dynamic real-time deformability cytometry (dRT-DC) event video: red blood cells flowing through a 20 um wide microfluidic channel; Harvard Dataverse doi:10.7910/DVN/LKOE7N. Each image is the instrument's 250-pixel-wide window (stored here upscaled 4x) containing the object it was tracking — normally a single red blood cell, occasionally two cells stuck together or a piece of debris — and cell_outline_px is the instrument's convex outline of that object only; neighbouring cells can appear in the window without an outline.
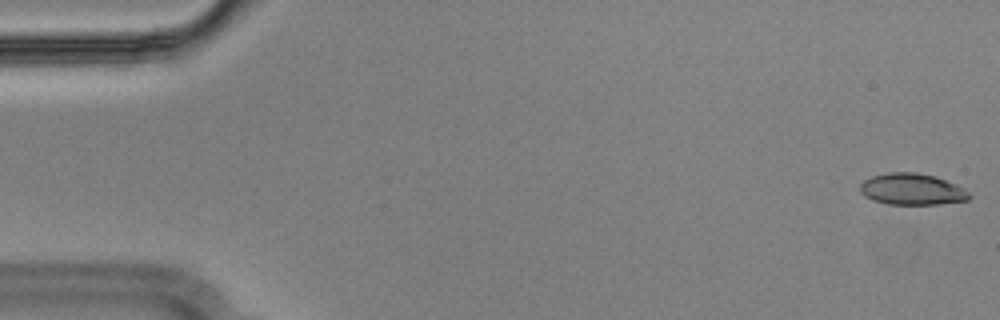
{"species": "Egyptian fruit bat (a non-hibernating species)", "species_latin": "Rousettus aegyptiacus", "temperature_condition": "cold", "stored_images_in_passage": 55, "camera_frame_rate_fps": 3000, "um_per_image_px": 0.085, "animal": {"sex": "male"}, "frame": {"image": 1, "passage_image": 1, "time_ms": 0.0, "image_size_px": [1000, 320], "cell_outline_px": [[972, 196], [968, 200], [936, 204], [888, 204], [872, 200], [864, 196], [860, 192], [860, 184], [864, 180], [872, 176], [888, 172], [916, 172], [936, 176], [956, 184], [964, 188]], "centroid_in_image_um": [77.51, 16.08], "position_along_channel_um": 7.5, "area_um2": 20.11}}
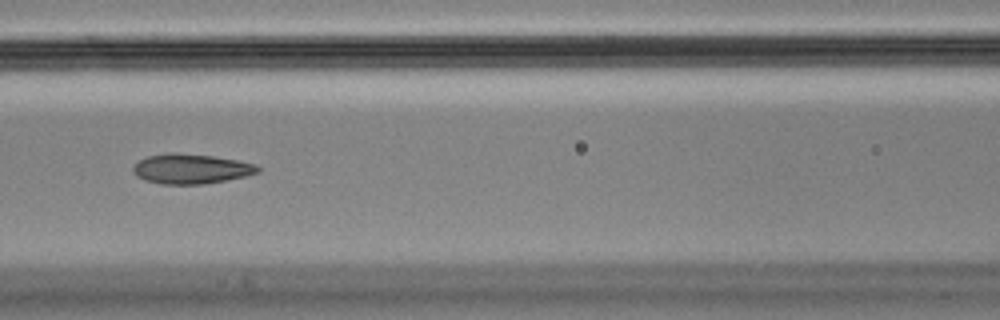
{"frame": {"image": 2, "passage_image": 24, "time_ms": 7.667, "image_size_px": [1000, 320], "cell_outline_px": [[260, 172], [244, 176], [204, 184], [160, 184], [144, 180], [136, 176], [132, 172], [132, 168], [140, 160], [148, 156], [176, 152], [212, 156], [236, 160], [256, 164], [260, 168]], "centroid_in_image_um": [16.22, 14.35], "position_along_channel_um": 150.4, "area_um2": 21.56}}
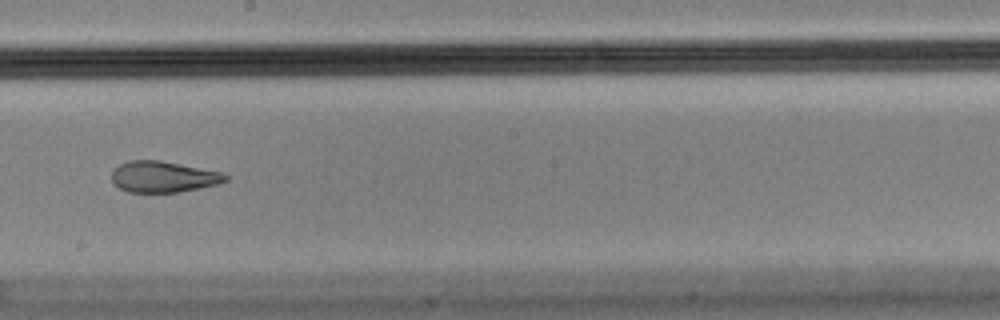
{"frame": {"image": 3, "passage_image": 31, "time_ms": 10.0, "image_size_px": [1000, 320], "cell_outline_px": [[228, 180], [220, 184], [176, 192], [128, 192], [120, 188], [112, 180], [112, 168], [128, 160], [160, 160], [220, 172], [228, 176]], "centroid_in_image_um": [13.86, 15.02], "position_along_channel_um": 234.3, "area_um2": 20.52}, "authors_computed_cell_mechanics": {"area_um2": 21.8484, "velocity_mm_per_s": 3.604, "shape_relaxation_time_tau1_ms": null, "shape_relaxation_time_tau2_ms": 2.1952, "deformation_change_tau1": null, "deformation_change_tau2": 0.0863}}